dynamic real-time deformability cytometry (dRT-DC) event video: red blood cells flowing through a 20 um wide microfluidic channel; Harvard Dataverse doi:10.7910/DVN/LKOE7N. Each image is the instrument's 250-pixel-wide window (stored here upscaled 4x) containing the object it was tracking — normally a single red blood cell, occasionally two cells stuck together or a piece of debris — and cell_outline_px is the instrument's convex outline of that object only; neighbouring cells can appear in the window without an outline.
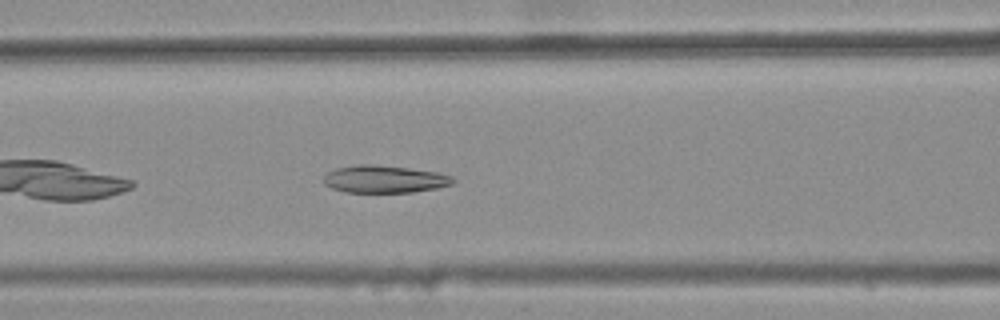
{"species": "common noctule bat (a hibernating species)", "species_latin": "Nyctalus noctula", "temperature_condition": "warm", "stored_images_in_passage": 28, "camera_frame_rate_fps": 3000, "um_per_image_px": 0.085, "animal": {"sex": "female", "body_mass_g": 25.1}, "frame": {"image": 1, "passage_image": 7, "time_ms": 2.0, "image_size_px": [1000, 320], "cell_outline_px": [[456, 180], [452, 184], [436, 188], [412, 192], [344, 192], [332, 188], [324, 184], [324, 176], [328, 172], [336, 168], [360, 164], [368, 164], [408, 168], [436, 172], [452, 176]], "centroid_in_image_um": [32.67, 15.23], "position_along_channel_um": 133.9, "area_um2": 20.52}}
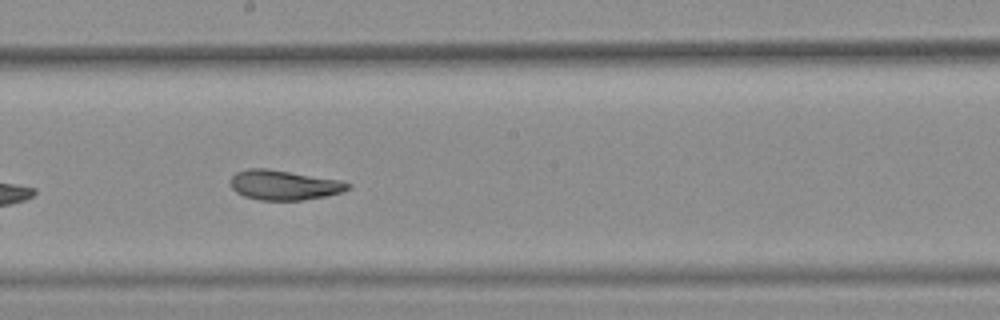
{"frame": {"image": 2, "passage_image": 14, "time_ms": 4.333, "image_size_px": [1000, 320], "cell_outline_px": [[352, 184], [348, 188], [340, 192], [324, 196], [300, 200], [260, 200], [244, 196], [236, 192], [232, 188], [232, 176], [236, 172], [248, 168], [268, 168], [340, 180]], "centroid_in_image_um": [24.12, 15.72], "position_along_channel_um": 224.1, "area_um2": 20.17}}
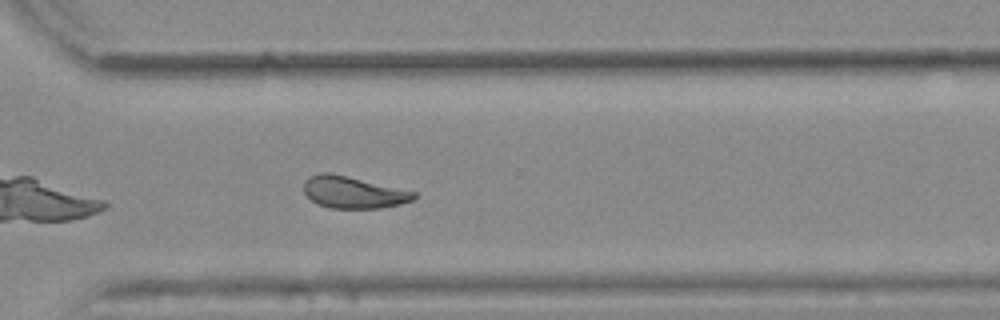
{"frame": {"image": 3, "passage_image": 23, "time_ms": 7.333, "image_size_px": [1000, 320], "cell_outline_px": [[416, 196], [412, 200], [400, 204], [380, 208], [328, 208], [316, 204], [304, 192], [304, 180], [320, 172], [328, 172], [348, 176], [416, 192]], "centroid_in_image_um": [30.0, 16.35], "position_along_channel_um": 340.6, "area_um2": 20.35}, "authors_computed_cell_mechanics": {"area_um2": 20.4901, "velocity_mm_per_s": 3.8728, "shape_relaxation_time_tau1_ms": 8.1147, "shape_relaxation_time_tau2_ms": 2.3985, "deformation_change_tau1": 0.1743, "deformation_change_tau2": 0.0796}}